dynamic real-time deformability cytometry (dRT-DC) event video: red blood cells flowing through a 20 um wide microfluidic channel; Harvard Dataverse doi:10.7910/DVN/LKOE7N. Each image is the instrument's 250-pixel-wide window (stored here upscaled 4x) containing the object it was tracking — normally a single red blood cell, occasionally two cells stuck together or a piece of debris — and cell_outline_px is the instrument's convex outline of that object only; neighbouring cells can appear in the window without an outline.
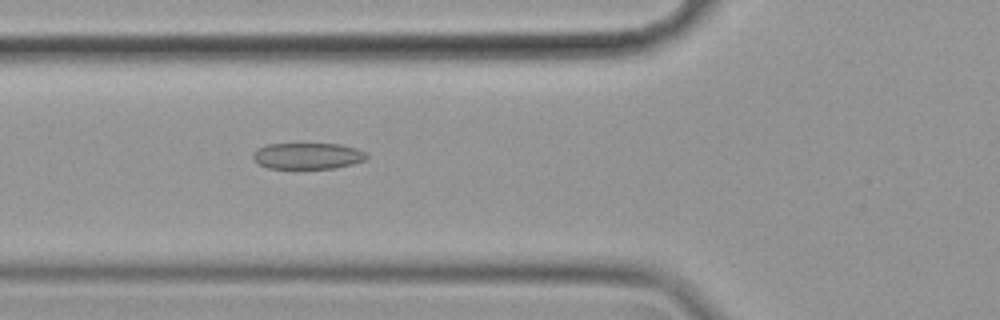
{"species": "common noctule bat (a hibernating species)", "species_latin": "Nyctalus noctula", "temperature_condition": "cold", "stored_images_in_passage": 57, "camera_frame_rate_fps": 3000, "um_per_image_px": 0.085, "animal": {"sex": "female", "body_mass_g": 19.9}, "frame": {"image": 1, "passage_image": 21, "time_ms": 6.667, "image_size_px": [1000, 320], "cell_outline_px": [[368, 156], [364, 160], [352, 164], [332, 168], [268, 168], [260, 164], [252, 156], [252, 152], [256, 148], [268, 144], [340, 144], [356, 148], [368, 152]], "centroid_in_image_um": [26.16, 13.24], "position_along_channel_um": 99.6, "area_um2": 17.34}}
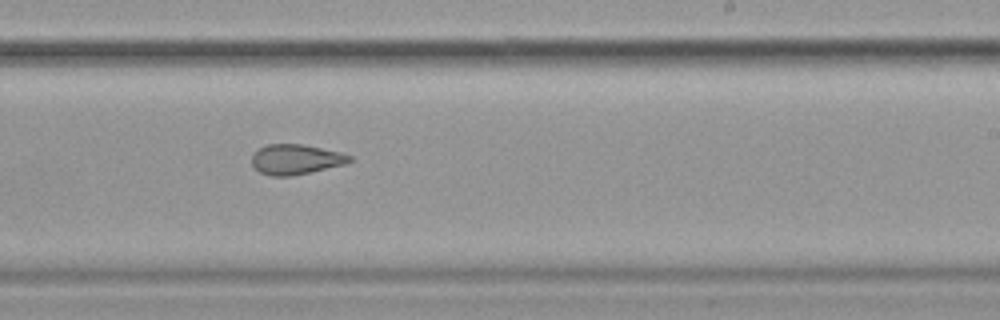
{"frame": {"image": 2, "passage_image": 35, "time_ms": 11.333, "image_size_px": [1000, 320], "cell_outline_px": [[352, 160], [344, 164], [292, 176], [272, 176], [260, 172], [252, 164], [252, 152], [268, 144], [300, 144], [340, 152], [352, 156]], "centroid_in_image_um": [25.11, 13.54], "position_along_channel_um": 263.9, "area_um2": 16.94}}
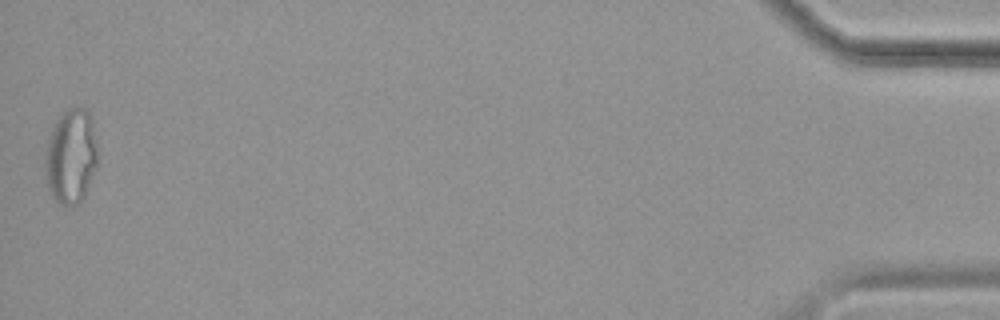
{"frame": {"image": 3, "passage_image": 57, "time_ms": 18.667, "image_size_px": [1000, 320], "cell_outline_px": [[96, 168], [84, 196], [76, 204], [60, 204], [52, 196], [48, 188], [44, 164], [48, 140], [56, 120], [68, 108], [88, 108], [92, 120], [96, 140]], "centroid_in_image_um": [6.03, 13.27], "position_along_channel_um": 429.2, "area_um2": 28.67}, "authors_computed_cell_mechanics": {"area_um2": 20.0566, "velocity_mm_per_s": 3.524, "shape_relaxation_time_tau1_ms": null, "shape_relaxation_time_tau2_ms": 2.9986, "deformation_change_tau1": null, "deformation_change_tau2": 0.1037}}